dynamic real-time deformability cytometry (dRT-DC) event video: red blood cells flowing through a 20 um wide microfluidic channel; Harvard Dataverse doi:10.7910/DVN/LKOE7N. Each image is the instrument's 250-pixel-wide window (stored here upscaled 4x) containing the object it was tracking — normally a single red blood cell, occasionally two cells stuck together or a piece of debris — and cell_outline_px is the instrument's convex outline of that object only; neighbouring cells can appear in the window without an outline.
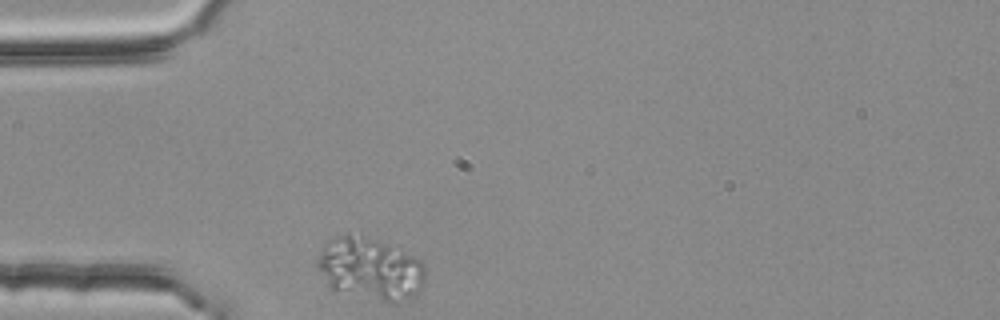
{"species": "common noctule bat (a hibernating species)", "species_latin": "Nyctalus noctula", "temperature_condition": "room temperature", "stored_images_in_passage": 1, "camera_frame_rate_fps": 3000, "um_per_image_px": 0.085, "animal": {"sex": "female", "body_mass_g": 25.1}, "frame": {"image": 1, "passage_image": 1, "time_ms": 0.0, "image_size_px": [1000, 320], "cell_outline_px": [[424, 284], [420, 292], [416, 296], [392, 300], [384, 300], [328, 288], [316, 264], [316, 260], [328, 240], [336, 236], [348, 232], [360, 232], [416, 256], [424, 264]], "centroid_in_image_um": [31.45, 22.76], "position_along_channel_um": 53.5, "area_um2": 39.13}}